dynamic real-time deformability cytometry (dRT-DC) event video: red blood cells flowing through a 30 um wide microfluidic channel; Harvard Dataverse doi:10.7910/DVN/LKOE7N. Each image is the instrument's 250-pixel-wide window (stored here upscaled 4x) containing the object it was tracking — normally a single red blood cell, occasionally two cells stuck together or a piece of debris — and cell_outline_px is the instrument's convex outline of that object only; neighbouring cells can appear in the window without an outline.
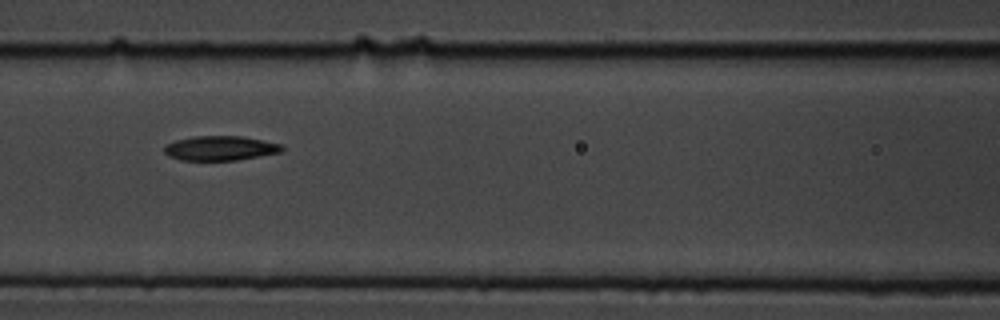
{"species": "common noctule bat (a hibernating species)", "species_latin": "Nyctalus noctula", "temperature_condition": "cold", "stored_images_in_passage": 6, "camera_frame_rate_fps": 3000, "um_per_image_px": 0.085, "animal": {"sex": "male", "body_mass_g": 19.5, "forearm_length_mm": 54.6}, "frame": {"image": 1, "passage_image": 4, "time_ms": 1.0, "image_size_px": [1000, 320], "cell_outline_px": [[284, 148], [280, 152], [260, 156], [236, 160], [180, 160], [168, 156], [164, 152], [164, 148], [168, 144], [176, 140], [192, 136], [244, 136], [280, 144]], "centroid_in_image_um": [18.71, 12.59], "position_along_channel_um": 147.9, "area_um2": 16.76}}
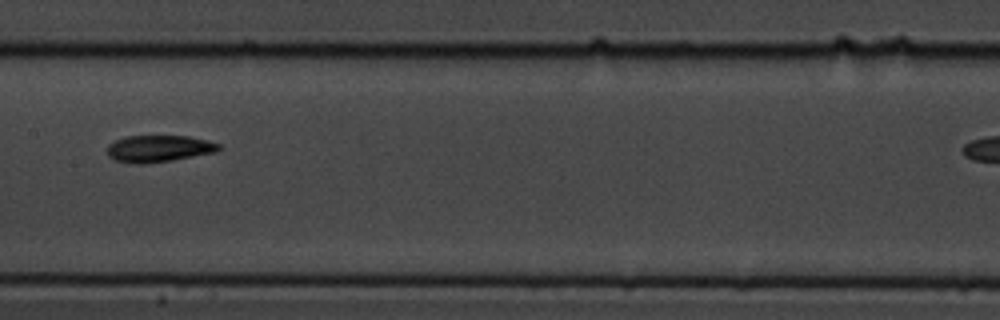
{"frame": {"image": 2, "passage_image": 5, "time_ms": 1.333, "image_size_px": [1000, 320], "cell_outline_px": [[220, 148], [216, 152], [172, 160], [144, 164], [132, 164], [116, 160], [108, 156], [108, 144], [116, 140], [128, 136], [188, 136], [208, 140], [220, 144]], "centroid_in_image_um": [13.5, 12.63], "position_along_channel_um": 193.9, "area_um2": 17.4}}